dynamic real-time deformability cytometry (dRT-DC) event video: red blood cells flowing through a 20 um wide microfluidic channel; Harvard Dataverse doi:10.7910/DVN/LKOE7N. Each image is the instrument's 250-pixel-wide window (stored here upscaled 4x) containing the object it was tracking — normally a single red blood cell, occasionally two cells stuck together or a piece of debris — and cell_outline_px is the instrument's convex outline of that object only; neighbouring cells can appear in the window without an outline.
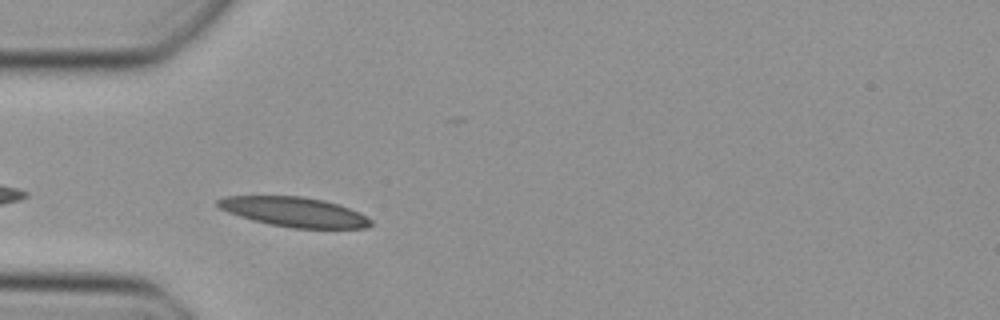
{"species": "Egyptian fruit bat (a non-hibernating species)", "species_latin": "Rousettus aegyptiacus", "temperature_condition": "cold", "stored_images_in_passage": 37, "camera_frame_rate_fps": 3000, "um_per_image_px": 0.085, "animal": {"sex": "female"}, "frame": {"image": 1, "passage_image": 3, "time_ms": 0.667, "image_size_px": [1000, 320], "cell_outline_px": [[372, 224], [364, 228], [292, 228], [252, 220], [228, 212], [220, 208], [216, 204], [216, 200], [224, 196], [300, 196], [324, 200], [348, 208], [372, 220]], "centroid_in_image_um": [24.96, 18.01], "position_along_channel_um": 60.0, "area_um2": 26.07}}
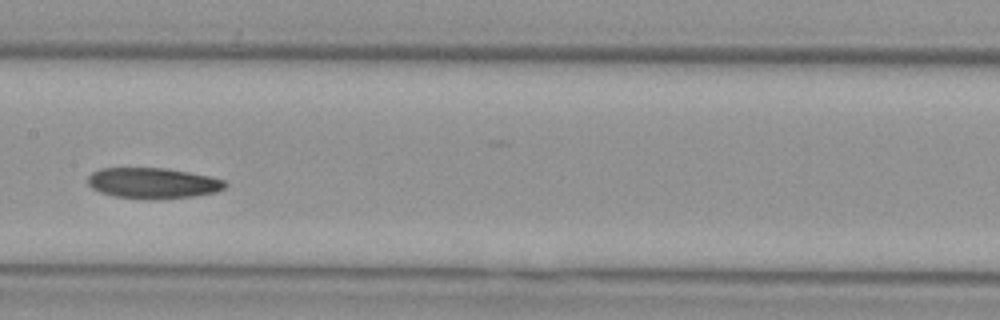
{"frame": {"image": 2, "passage_image": 13, "time_ms": 4.0, "image_size_px": [1000, 320], "cell_outline_px": [[228, 184], [224, 188], [216, 192], [192, 196], [152, 200], [148, 200], [112, 196], [100, 192], [92, 188], [88, 184], [88, 176], [92, 172], [100, 168], [164, 168], [188, 172], [208, 176], [224, 180]], "centroid_in_image_um": [12.96, 15.57], "position_along_channel_um": 194.4, "area_um2": 24.68}}
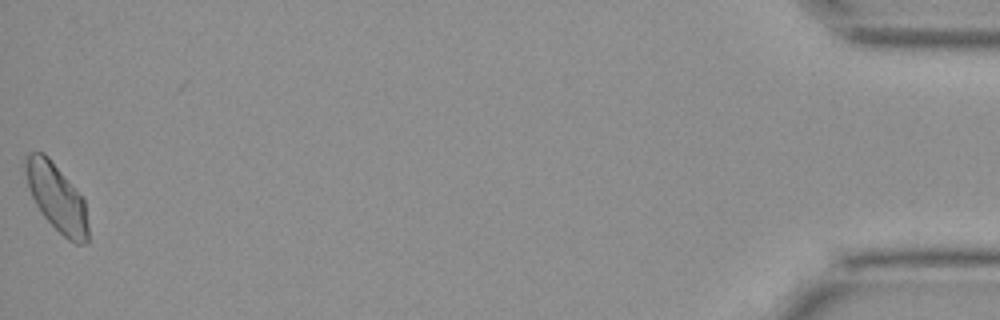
{"frame": {"image": 3, "passage_image": 37, "time_ms": 12.0, "image_size_px": [1000, 320], "cell_outline_px": [[88, 244], [76, 244], [68, 240], [44, 216], [36, 204], [32, 196], [28, 184], [24, 164], [28, 156], [32, 152], [44, 152], [48, 156], [84, 200], [88, 224]], "centroid_in_image_um": [4.84, 16.83], "position_along_channel_um": 430.4, "area_um2": 23.99}}